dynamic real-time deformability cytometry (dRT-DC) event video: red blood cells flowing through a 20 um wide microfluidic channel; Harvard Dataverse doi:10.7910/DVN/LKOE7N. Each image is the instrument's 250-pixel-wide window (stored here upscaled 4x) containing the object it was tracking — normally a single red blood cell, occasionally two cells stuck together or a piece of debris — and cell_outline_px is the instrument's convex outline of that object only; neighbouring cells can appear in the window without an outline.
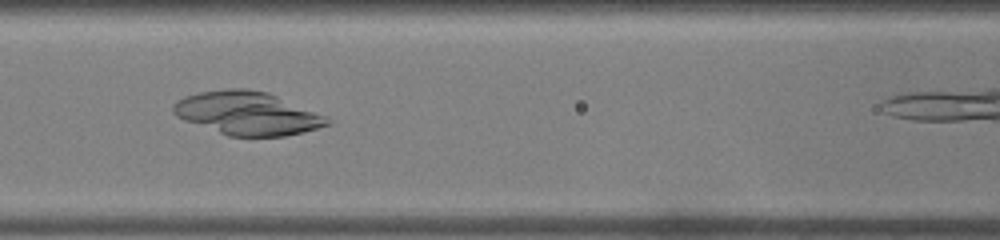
{"species": "common noctule bat (a hibernating species)", "species_latin": "Nyctalus noctula", "temperature_condition": "warm", "stored_images_in_passage": 41, "camera_frame_rate_fps": 3000, "um_per_image_px": 0.085, "animal": {"sex": "male", "body_mass_g": 19.0, "forearm_length_mm": 50.8}, "frame": {"image": 1, "passage_image": 21, "time_ms": 6.667, "image_size_px": [1000, 240], "cell_outline_px": [[332, 124], [304, 132], [284, 136], [228, 136], [184, 120], [176, 116], [172, 112], [172, 104], [176, 100], [184, 96], [200, 92], [228, 88], [248, 88], [268, 92], [328, 116], [332, 120]], "centroid_in_image_um": [21.05, 9.62], "position_along_channel_um": 145.6, "area_um2": 39.19}}
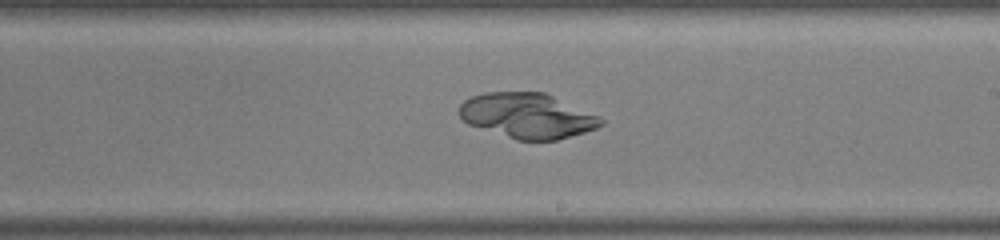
{"frame": {"image": 2, "passage_image": 28, "time_ms": 9.0, "image_size_px": [1000, 240], "cell_outline_px": [[604, 124], [596, 128], [584, 132], [556, 140], [516, 140], [468, 124], [460, 116], [460, 104], [464, 100], [472, 96], [484, 92], [544, 92], [600, 116], [604, 120]], "centroid_in_image_um": [44.83, 9.83], "position_along_channel_um": 244.2, "area_um2": 37.11}}
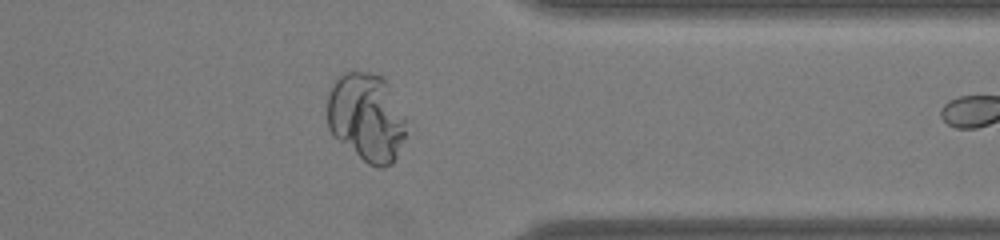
{"frame": {"image": 3, "passage_image": 38, "time_ms": 12.333, "image_size_px": [1000, 240], "cell_outline_px": [[408, 120], [404, 136], [396, 156], [392, 164], [384, 168], [380, 168], [368, 164], [332, 136], [328, 128], [328, 92], [332, 84], [344, 72], [372, 72], [384, 76]], "centroid_in_image_um": [31.16, 9.97], "position_along_channel_um": 380.2, "area_um2": 41.15}}